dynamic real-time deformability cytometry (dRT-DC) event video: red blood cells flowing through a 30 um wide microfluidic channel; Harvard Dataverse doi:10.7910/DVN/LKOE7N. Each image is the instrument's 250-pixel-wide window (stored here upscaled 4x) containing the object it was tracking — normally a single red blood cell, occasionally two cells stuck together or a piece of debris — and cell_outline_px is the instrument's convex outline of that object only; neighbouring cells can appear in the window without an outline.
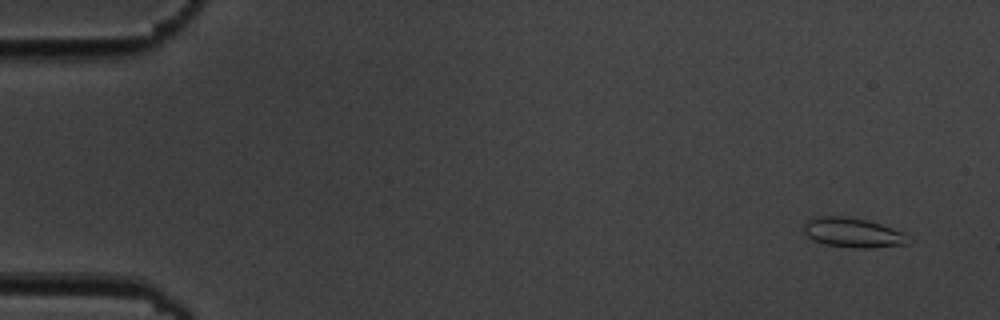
{"species": "common noctule bat (a hibernating species)", "species_latin": "Nyctalus noctula", "temperature_condition": "cold", "stored_images_in_passage": 6, "camera_frame_rate_fps": 3000, "um_per_image_px": 0.085, "animal": {"sex": "male", "body_mass_g": 19.5, "forearm_length_mm": 54.6}, "frame": {"image": 1, "passage_image": 1, "time_ms": 0.0, "image_size_px": [1000, 320], "cell_outline_px": [[908, 244], [872, 248], [860, 248], [824, 244], [812, 240], [804, 232], [804, 224], [808, 220], [816, 216], [844, 216], [868, 220], [904, 232]], "centroid_in_image_um": [72.46, 19.77], "position_along_channel_um": 12.5, "area_um2": 17.92}}